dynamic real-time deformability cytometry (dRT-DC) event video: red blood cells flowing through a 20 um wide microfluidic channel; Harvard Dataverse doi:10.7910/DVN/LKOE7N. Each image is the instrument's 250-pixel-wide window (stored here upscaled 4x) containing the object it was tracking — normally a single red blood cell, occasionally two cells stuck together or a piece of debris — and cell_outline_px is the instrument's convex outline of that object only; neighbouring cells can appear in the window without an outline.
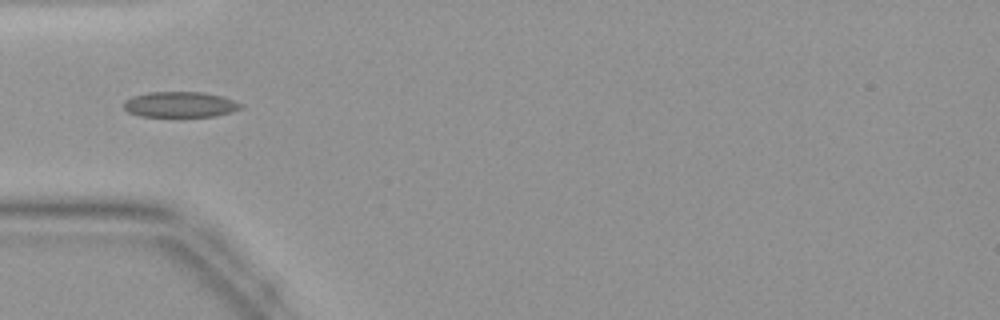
{"species": "common noctule bat (a hibernating species)", "species_latin": "Nyctalus noctula", "temperature_condition": "warm", "stored_images_in_passage": 32, "camera_frame_rate_fps": 3000, "um_per_image_px": 0.085, "animal": {"sex": "female", "body_mass_g": 19.9}, "frame": {"image": 1, "passage_image": 2, "time_ms": 0.333, "image_size_px": [1000, 320], "cell_outline_px": [[244, 108], [212, 116], [140, 116], [128, 112], [124, 108], [124, 100], [132, 96], [148, 92], [204, 92], [220, 96], [244, 104]], "centroid_in_image_um": [15.28, 8.87], "position_along_channel_um": 69.7, "area_um2": 17.34}}
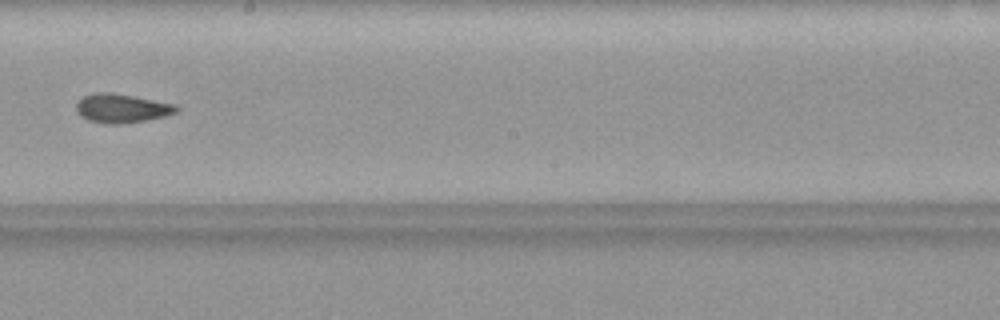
{"frame": {"image": 2, "passage_image": 13, "time_ms": 4.0, "image_size_px": [1000, 320], "cell_outline_px": [[180, 108], [176, 112], [164, 116], [144, 120], [120, 124], [108, 124], [88, 120], [80, 116], [76, 112], [76, 104], [84, 96], [96, 92], [108, 92], [132, 96], [176, 104]], "centroid_in_image_um": [10.33, 9.21], "position_along_channel_um": 237.9, "area_um2": 16.7}}
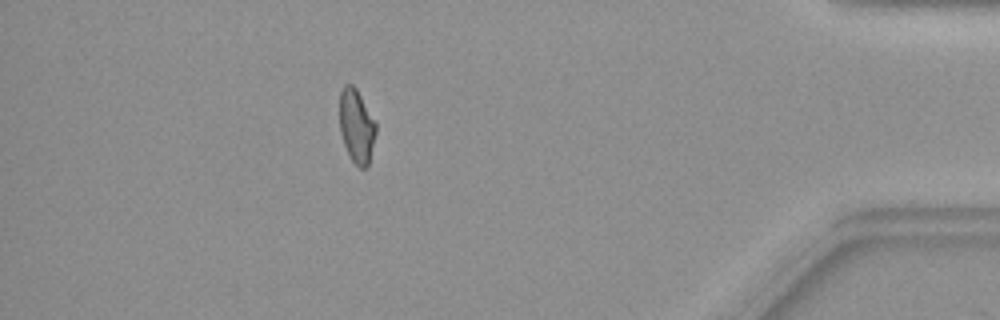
{"frame": {"image": 3, "passage_image": 27, "time_ms": 8.667, "image_size_px": [1000, 320], "cell_outline_px": [[376, 132], [368, 168], [360, 168], [352, 160], [344, 144], [340, 132], [340, 92], [344, 84], [352, 84], [356, 88], [376, 120]], "centroid_in_image_um": [30.32, 10.7], "position_along_channel_um": 404.9, "area_um2": 15.72}}